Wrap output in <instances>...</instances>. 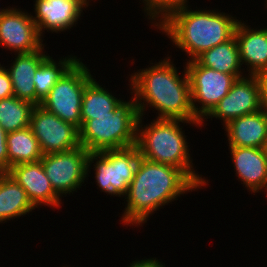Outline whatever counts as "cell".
I'll return each instance as SVG.
<instances>
[{"label":"cell","instance_id":"obj_24","mask_svg":"<svg viewBox=\"0 0 267 267\" xmlns=\"http://www.w3.org/2000/svg\"><path fill=\"white\" fill-rule=\"evenodd\" d=\"M35 105L14 95L0 100V125L13 132L30 127V117Z\"/></svg>","mask_w":267,"mask_h":267},{"label":"cell","instance_id":"obj_27","mask_svg":"<svg viewBox=\"0 0 267 267\" xmlns=\"http://www.w3.org/2000/svg\"><path fill=\"white\" fill-rule=\"evenodd\" d=\"M13 87L7 69L0 65V100L13 96Z\"/></svg>","mask_w":267,"mask_h":267},{"label":"cell","instance_id":"obj_29","mask_svg":"<svg viewBox=\"0 0 267 267\" xmlns=\"http://www.w3.org/2000/svg\"><path fill=\"white\" fill-rule=\"evenodd\" d=\"M261 86V101L263 108L267 109V69L257 75Z\"/></svg>","mask_w":267,"mask_h":267},{"label":"cell","instance_id":"obj_20","mask_svg":"<svg viewBox=\"0 0 267 267\" xmlns=\"http://www.w3.org/2000/svg\"><path fill=\"white\" fill-rule=\"evenodd\" d=\"M196 60L202 66L234 75L238 79L247 76L245 69L241 67L239 47L235 36L224 43L204 51Z\"/></svg>","mask_w":267,"mask_h":267},{"label":"cell","instance_id":"obj_19","mask_svg":"<svg viewBox=\"0 0 267 267\" xmlns=\"http://www.w3.org/2000/svg\"><path fill=\"white\" fill-rule=\"evenodd\" d=\"M36 208L26 191L7 172L0 174V224L30 214Z\"/></svg>","mask_w":267,"mask_h":267},{"label":"cell","instance_id":"obj_9","mask_svg":"<svg viewBox=\"0 0 267 267\" xmlns=\"http://www.w3.org/2000/svg\"><path fill=\"white\" fill-rule=\"evenodd\" d=\"M89 152L82 146L66 152L43 155L45 174L54 191L62 198L73 194L83 186L87 178Z\"/></svg>","mask_w":267,"mask_h":267},{"label":"cell","instance_id":"obj_17","mask_svg":"<svg viewBox=\"0 0 267 267\" xmlns=\"http://www.w3.org/2000/svg\"><path fill=\"white\" fill-rule=\"evenodd\" d=\"M225 128V129H224ZM226 131L229 147L265 148L267 144V109L229 121Z\"/></svg>","mask_w":267,"mask_h":267},{"label":"cell","instance_id":"obj_21","mask_svg":"<svg viewBox=\"0 0 267 267\" xmlns=\"http://www.w3.org/2000/svg\"><path fill=\"white\" fill-rule=\"evenodd\" d=\"M109 92L108 88L102 87L96 79H92L85 87L81 106V120L88 121L94 116L109 115L124 100Z\"/></svg>","mask_w":267,"mask_h":267},{"label":"cell","instance_id":"obj_4","mask_svg":"<svg viewBox=\"0 0 267 267\" xmlns=\"http://www.w3.org/2000/svg\"><path fill=\"white\" fill-rule=\"evenodd\" d=\"M143 120L144 117L140 116L136 140L142 158L181 169L200 189L209 185V180L194 170L192 155L189 153L191 148L182 129L184 127L180 126V123H188L201 128L200 122L156 118L144 125Z\"/></svg>","mask_w":267,"mask_h":267},{"label":"cell","instance_id":"obj_15","mask_svg":"<svg viewBox=\"0 0 267 267\" xmlns=\"http://www.w3.org/2000/svg\"><path fill=\"white\" fill-rule=\"evenodd\" d=\"M235 175L251 193L261 192L267 185V153L265 148L228 147ZM243 182V183H242Z\"/></svg>","mask_w":267,"mask_h":267},{"label":"cell","instance_id":"obj_7","mask_svg":"<svg viewBox=\"0 0 267 267\" xmlns=\"http://www.w3.org/2000/svg\"><path fill=\"white\" fill-rule=\"evenodd\" d=\"M79 60L52 87L40 106L65 122L80 128L81 106L86 85L93 79L87 64Z\"/></svg>","mask_w":267,"mask_h":267},{"label":"cell","instance_id":"obj_12","mask_svg":"<svg viewBox=\"0 0 267 267\" xmlns=\"http://www.w3.org/2000/svg\"><path fill=\"white\" fill-rule=\"evenodd\" d=\"M43 38L31 13L8 6L0 15V47L15 54L30 53L45 44Z\"/></svg>","mask_w":267,"mask_h":267},{"label":"cell","instance_id":"obj_25","mask_svg":"<svg viewBox=\"0 0 267 267\" xmlns=\"http://www.w3.org/2000/svg\"><path fill=\"white\" fill-rule=\"evenodd\" d=\"M141 1V0H140ZM189 0H142L144 8L142 11L148 20H151V28L157 27L162 23L172 12L186 8L190 5Z\"/></svg>","mask_w":267,"mask_h":267},{"label":"cell","instance_id":"obj_14","mask_svg":"<svg viewBox=\"0 0 267 267\" xmlns=\"http://www.w3.org/2000/svg\"><path fill=\"white\" fill-rule=\"evenodd\" d=\"M7 173L23 187L35 208L43 205L58 208L63 204L62 198L51 186L41 160L12 166Z\"/></svg>","mask_w":267,"mask_h":267},{"label":"cell","instance_id":"obj_30","mask_svg":"<svg viewBox=\"0 0 267 267\" xmlns=\"http://www.w3.org/2000/svg\"><path fill=\"white\" fill-rule=\"evenodd\" d=\"M6 10V8L1 9L0 8V15Z\"/></svg>","mask_w":267,"mask_h":267},{"label":"cell","instance_id":"obj_6","mask_svg":"<svg viewBox=\"0 0 267 267\" xmlns=\"http://www.w3.org/2000/svg\"><path fill=\"white\" fill-rule=\"evenodd\" d=\"M139 160L140 154L136 145L102 152H89L87 177L94 163L92 166L95 171V182L100 191L124 198L135 176Z\"/></svg>","mask_w":267,"mask_h":267},{"label":"cell","instance_id":"obj_16","mask_svg":"<svg viewBox=\"0 0 267 267\" xmlns=\"http://www.w3.org/2000/svg\"><path fill=\"white\" fill-rule=\"evenodd\" d=\"M257 29L239 20L234 33L241 64L247 65V75L252 76L267 69V28Z\"/></svg>","mask_w":267,"mask_h":267},{"label":"cell","instance_id":"obj_2","mask_svg":"<svg viewBox=\"0 0 267 267\" xmlns=\"http://www.w3.org/2000/svg\"><path fill=\"white\" fill-rule=\"evenodd\" d=\"M196 189L200 188L181 169L140 156L135 176L124 197L127 203H124L125 210L119 221L127 227L142 226L162 206Z\"/></svg>","mask_w":267,"mask_h":267},{"label":"cell","instance_id":"obj_28","mask_svg":"<svg viewBox=\"0 0 267 267\" xmlns=\"http://www.w3.org/2000/svg\"><path fill=\"white\" fill-rule=\"evenodd\" d=\"M127 267H166L165 263L159 261L157 258H146V259H139L132 261L129 266Z\"/></svg>","mask_w":267,"mask_h":267},{"label":"cell","instance_id":"obj_10","mask_svg":"<svg viewBox=\"0 0 267 267\" xmlns=\"http://www.w3.org/2000/svg\"><path fill=\"white\" fill-rule=\"evenodd\" d=\"M30 128L43 155L66 152L81 146L79 128L40 105L32 110Z\"/></svg>","mask_w":267,"mask_h":267},{"label":"cell","instance_id":"obj_13","mask_svg":"<svg viewBox=\"0 0 267 267\" xmlns=\"http://www.w3.org/2000/svg\"><path fill=\"white\" fill-rule=\"evenodd\" d=\"M89 1L93 0H34L35 16L31 17L40 36L45 30L58 34L72 29L81 20L83 10L91 5Z\"/></svg>","mask_w":267,"mask_h":267},{"label":"cell","instance_id":"obj_5","mask_svg":"<svg viewBox=\"0 0 267 267\" xmlns=\"http://www.w3.org/2000/svg\"><path fill=\"white\" fill-rule=\"evenodd\" d=\"M123 101L109 115L94 116L79 128L80 145L88 152L122 149L136 145L140 117L135 100Z\"/></svg>","mask_w":267,"mask_h":267},{"label":"cell","instance_id":"obj_23","mask_svg":"<svg viewBox=\"0 0 267 267\" xmlns=\"http://www.w3.org/2000/svg\"><path fill=\"white\" fill-rule=\"evenodd\" d=\"M7 151L10 168L41 160L43 154L30 127L7 133Z\"/></svg>","mask_w":267,"mask_h":267},{"label":"cell","instance_id":"obj_26","mask_svg":"<svg viewBox=\"0 0 267 267\" xmlns=\"http://www.w3.org/2000/svg\"><path fill=\"white\" fill-rule=\"evenodd\" d=\"M7 132L0 125V171L2 173L10 170L7 151Z\"/></svg>","mask_w":267,"mask_h":267},{"label":"cell","instance_id":"obj_1","mask_svg":"<svg viewBox=\"0 0 267 267\" xmlns=\"http://www.w3.org/2000/svg\"><path fill=\"white\" fill-rule=\"evenodd\" d=\"M170 57L171 55L164 57L159 62L150 61L147 68L129 74V90L131 95H134L132 97L139 114L144 116L146 109L149 110L150 107L157 111L156 118L201 122L192 108L186 66L183 74L178 73L176 64H173L174 61Z\"/></svg>","mask_w":267,"mask_h":267},{"label":"cell","instance_id":"obj_18","mask_svg":"<svg viewBox=\"0 0 267 267\" xmlns=\"http://www.w3.org/2000/svg\"><path fill=\"white\" fill-rule=\"evenodd\" d=\"M44 44L40 49L30 52L15 54L10 67H6L10 76L14 96L18 99L31 102L36 106V91L34 86V75L41 62L49 55L45 52ZM46 53V54H45Z\"/></svg>","mask_w":267,"mask_h":267},{"label":"cell","instance_id":"obj_8","mask_svg":"<svg viewBox=\"0 0 267 267\" xmlns=\"http://www.w3.org/2000/svg\"><path fill=\"white\" fill-rule=\"evenodd\" d=\"M185 65L190 81L192 108L195 116L202 121L228 94L238 78L202 66L196 59L185 62Z\"/></svg>","mask_w":267,"mask_h":267},{"label":"cell","instance_id":"obj_31","mask_svg":"<svg viewBox=\"0 0 267 267\" xmlns=\"http://www.w3.org/2000/svg\"><path fill=\"white\" fill-rule=\"evenodd\" d=\"M265 190H262V192L264 191V192H266V194H267V185L265 186V188H264ZM267 196V195H266Z\"/></svg>","mask_w":267,"mask_h":267},{"label":"cell","instance_id":"obj_11","mask_svg":"<svg viewBox=\"0 0 267 267\" xmlns=\"http://www.w3.org/2000/svg\"><path fill=\"white\" fill-rule=\"evenodd\" d=\"M263 109L261 101V86L257 76L248 75L237 79L220 102L200 122L201 127L215 118L221 120L225 126L229 121L244 115L256 113Z\"/></svg>","mask_w":267,"mask_h":267},{"label":"cell","instance_id":"obj_3","mask_svg":"<svg viewBox=\"0 0 267 267\" xmlns=\"http://www.w3.org/2000/svg\"><path fill=\"white\" fill-rule=\"evenodd\" d=\"M210 10H192L189 6L172 12L157 27L167 38L188 55L186 61L195 60L204 51L230 40L239 22L237 17Z\"/></svg>","mask_w":267,"mask_h":267},{"label":"cell","instance_id":"obj_22","mask_svg":"<svg viewBox=\"0 0 267 267\" xmlns=\"http://www.w3.org/2000/svg\"><path fill=\"white\" fill-rule=\"evenodd\" d=\"M56 61L48 55L35 71L34 86L36 91V105H40L43 99L48 95L56 82L79 60L74 55L65 56V58Z\"/></svg>","mask_w":267,"mask_h":267}]
</instances>
